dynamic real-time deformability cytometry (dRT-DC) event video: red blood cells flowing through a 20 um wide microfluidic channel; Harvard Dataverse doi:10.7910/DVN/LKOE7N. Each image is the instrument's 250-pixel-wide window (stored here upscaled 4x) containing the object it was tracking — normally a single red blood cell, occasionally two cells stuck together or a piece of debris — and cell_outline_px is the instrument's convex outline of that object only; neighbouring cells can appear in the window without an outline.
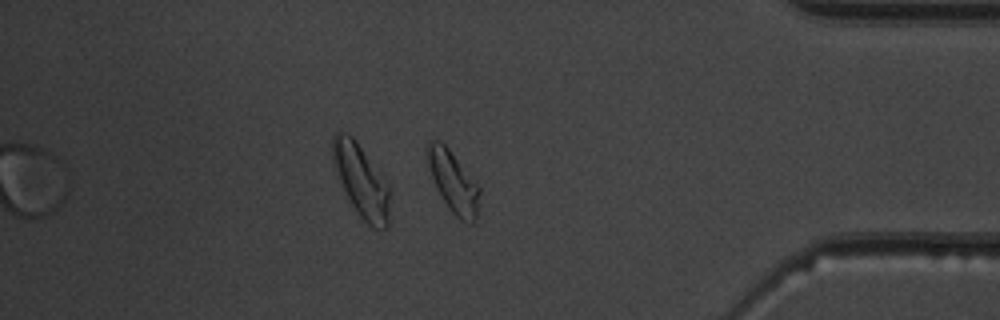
{"species": "common noctule bat (a hibernating species)", "species_latin": "Nyctalus noctula", "temperature_condition": "warm", "stored_images_in_passage": 45, "segment_of_instrument_passage": [3, 3], "camera_frame_rate_fps": 3000, "um_per_image_px": 0.085, "animal": {"sex": "male", "body_mass_g": 19.5, "forearm_length_mm": 54.6}, "frame": {"image": 1, "passage_image": 45, "time_ms": 14.667, "image_size_px": [1000, 320], "cell_outline_px": [[480, 192], [476, 216], [472, 224], [468, 224], [460, 220], [448, 208], [436, 188], [428, 164], [428, 140], [440, 140], [448, 148], [480, 188]], "centroid_in_image_um": [38.53, 15.49], "position_along_channel_um": 396.7, "area_um2": 18.15}}